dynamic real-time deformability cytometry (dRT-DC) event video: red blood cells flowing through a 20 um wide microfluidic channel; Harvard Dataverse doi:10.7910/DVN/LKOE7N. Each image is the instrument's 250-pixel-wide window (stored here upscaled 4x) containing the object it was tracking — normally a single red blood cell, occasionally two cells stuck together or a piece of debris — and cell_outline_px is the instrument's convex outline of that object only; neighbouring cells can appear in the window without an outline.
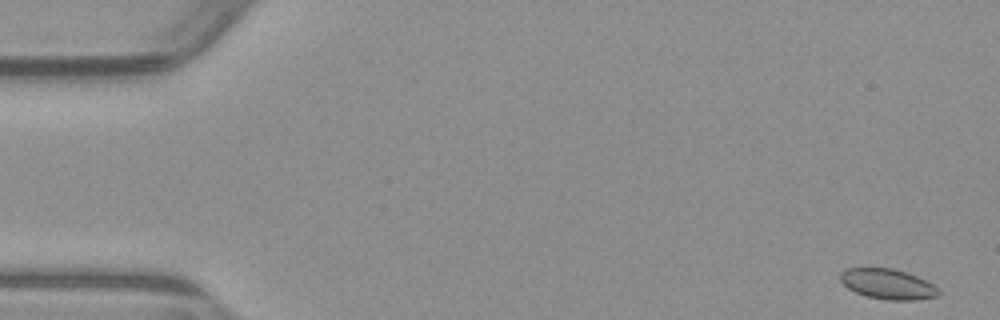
{"species": "common noctule bat (a hibernating species)", "species_latin": "Nyctalus noctula", "temperature_condition": "warm", "stored_images_in_passage": 52, "camera_frame_rate_fps": 3000, "um_per_image_px": 0.085, "animal": {"sex": "male", "body_mass_g": 23.1, "forearm_length_mm": 52.7}, "frame": {"image": 1, "passage_image": 1, "time_ms": 0.0, "image_size_px": [1000, 320], "cell_outline_px": [[940, 296], [916, 300], [888, 300], [868, 296], [856, 292], [848, 288], [840, 280], [840, 272], [844, 268], [892, 268], [916, 276], [932, 284], [940, 292]], "centroid_in_image_um": [75.44, 24.14], "position_along_channel_um": 9.6, "area_um2": 17.17}}
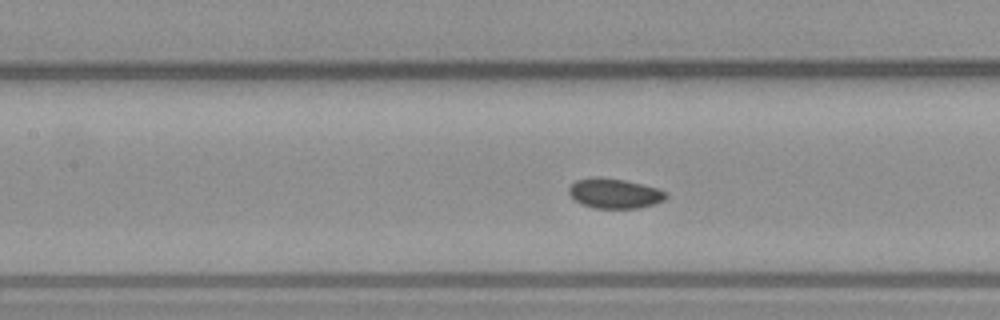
{"frame": {"image": 2, "passage_image": 23, "time_ms": 7.333, "image_size_px": [1000, 320], "cell_outline_px": [[668, 196], [664, 200], [656, 204], [640, 208], [592, 208], [580, 204], [568, 192], [568, 188], [576, 180], [592, 176], [600, 176], [624, 180], [656, 188], [668, 192]], "centroid_in_image_um": [52.23, 16.44], "position_along_channel_um": 155.2, "area_um2": 17.11}}
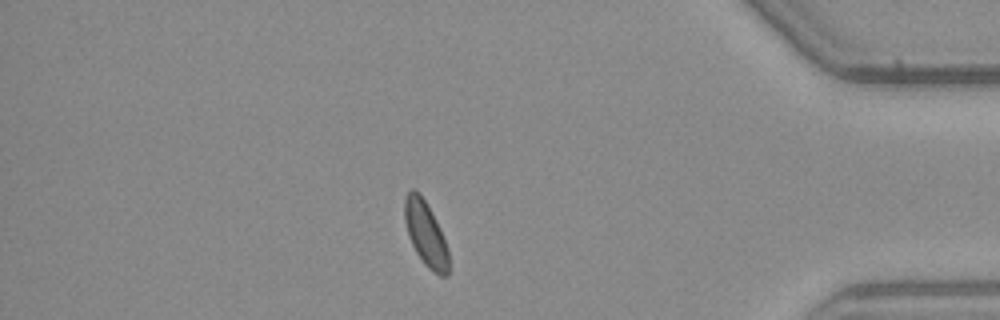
{"frame": {"image": 3, "passage_image": 45, "time_ms": 14.667, "image_size_px": [1000, 320], "cell_outline_px": [[448, 276], [440, 276], [432, 272], [424, 264], [416, 252], [408, 236], [404, 220], [404, 196], [412, 188], [424, 200], [436, 220], [440, 228], [448, 248]], "centroid_in_image_um": [36.17, 19.9], "position_along_channel_um": 399.0, "area_um2": 16.53}}